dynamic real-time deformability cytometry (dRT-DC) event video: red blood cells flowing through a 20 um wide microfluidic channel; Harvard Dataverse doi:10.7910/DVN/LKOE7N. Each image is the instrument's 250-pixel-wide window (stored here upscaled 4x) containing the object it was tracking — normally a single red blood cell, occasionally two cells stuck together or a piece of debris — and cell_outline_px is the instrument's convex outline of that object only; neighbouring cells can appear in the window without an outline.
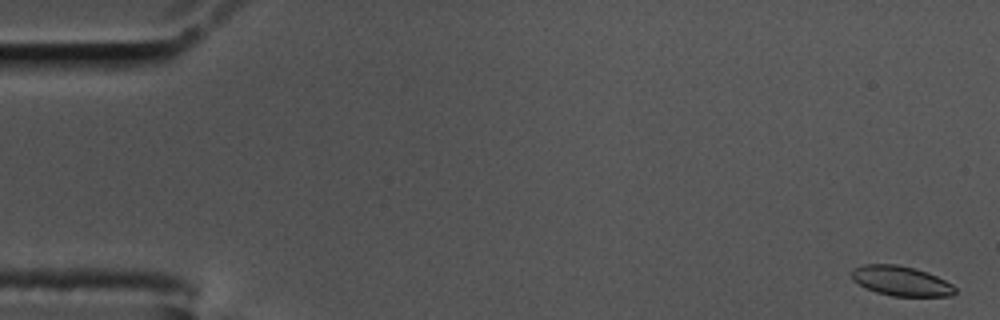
{"species": "common noctule bat (a hibernating species)", "species_latin": "Nyctalus noctula", "temperature_condition": "cold", "stored_images_in_passage": 58, "camera_frame_rate_fps": 3000, "um_per_image_px": 0.085, "animal": {"sex": "male", "body_mass_g": 17.5, "forearm_length_mm": 52.3}, "frame": {"image": 1, "passage_image": 1, "time_ms": 0.0, "image_size_px": [1000, 320], "cell_outline_px": [[956, 292], [952, 296], [892, 296], [876, 292], [860, 284], [852, 276], [852, 272], [856, 268], [864, 264], [896, 264], [912, 268], [936, 276], [952, 284], [956, 288]], "centroid_in_image_um": [76.63, 23.89], "position_along_channel_um": 8.4, "area_um2": 17.51}}
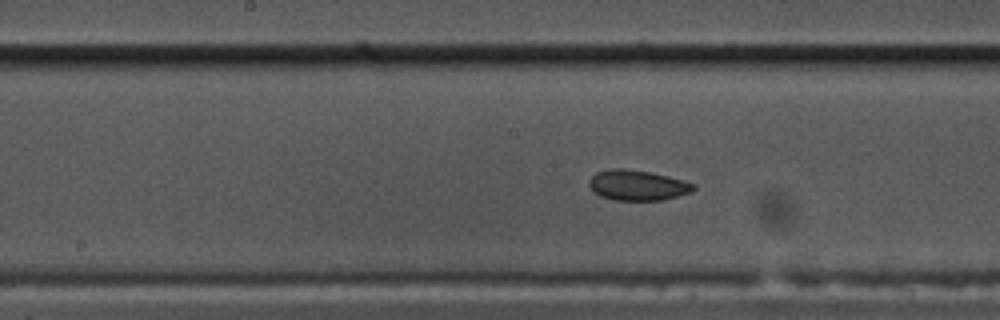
{"frame": {"image": 2, "passage_image": 29, "time_ms": 9.333, "image_size_px": [1000, 320], "cell_outline_px": [[696, 188], [692, 192], [664, 200], [612, 200], [600, 196], [592, 192], [588, 184], [588, 180], [596, 172], [612, 168], [624, 168], [648, 172], [668, 176], [684, 180], [696, 184]], "centroid_in_image_um": [54.18, 15.75], "position_along_channel_um": 194.0, "area_um2": 18.73}}
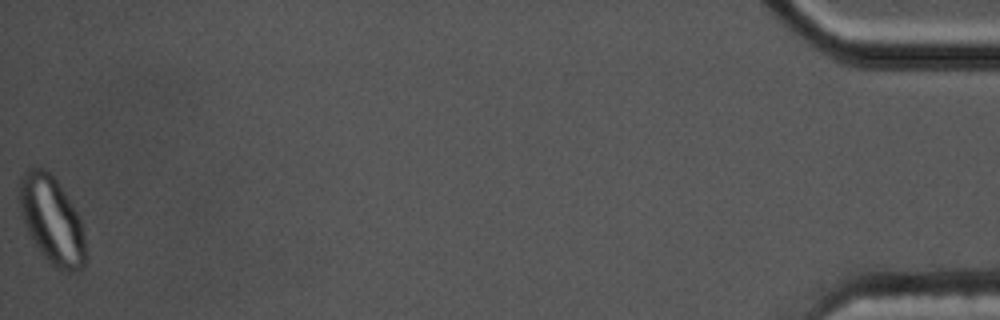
{"frame": {"image": 3, "passage_image": 58, "time_ms": 19.0, "image_size_px": [1000, 320], "cell_outline_px": [[84, 268], [76, 272], [68, 272], [56, 268], [44, 256], [28, 232], [24, 224], [20, 208], [20, 176], [28, 168], [44, 168], [56, 180], [72, 204], [80, 220], [84, 236]], "centroid_in_image_um": [4.4, 18.72], "position_along_channel_um": 430.8, "area_um2": 33.0}, "authors_computed_cell_mechanics": {"area_um2": 18.785, "velocity_mm_per_s": 3.4611, "shape_relaxation_time_tau1_ms": null, "shape_relaxation_time_tau2_ms": 1.9408, "deformation_change_tau1": null, "deformation_change_tau2": 0.0468}}